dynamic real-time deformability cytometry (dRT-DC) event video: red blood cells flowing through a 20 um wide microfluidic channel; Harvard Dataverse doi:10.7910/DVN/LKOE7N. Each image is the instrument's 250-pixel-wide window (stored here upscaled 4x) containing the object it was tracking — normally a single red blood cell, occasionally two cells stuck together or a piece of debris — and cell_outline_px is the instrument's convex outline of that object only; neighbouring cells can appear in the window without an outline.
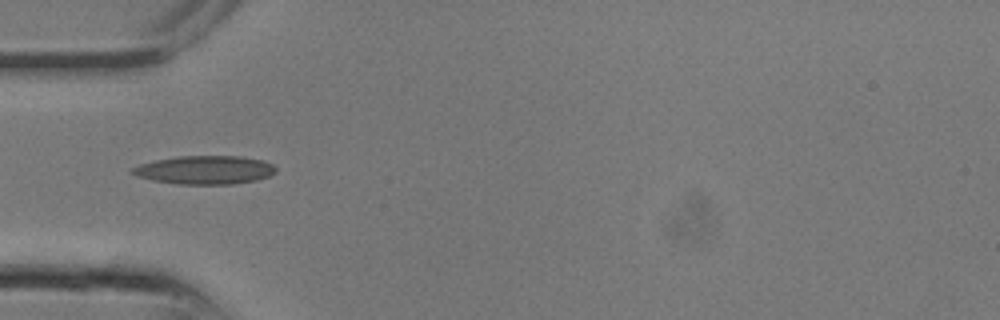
{"species": "common noctule bat (a hibernating species)", "species_latin": "Nyctalus noctula", "temperature_condition": "room temperature", "stored_images_in_passage": 9, "camera_frame_rate_fps": 3000, "um_per_image_px": 0.085, "animal": {"sex": "male", "body_mass_g": 13.3}, "frame": {"image": 1, "passage_image": 8, "time_ms": 2.333, "image_size_px": [1000, 320], "cell_outline_px": [[276, 172], [268, 176], [256, 180], [232, 184], [176, 184], [152, 180], [136, 176], [132, 172], [132, 168], [140, 164], [156, 160], [180, 156], [240, 156], [264, 160], [272, 164], [276, 168]], "centroid_in_image_um": [17.43, 14.44], "position_along_channel_um": 67.6, "area_um2": 23.76}}